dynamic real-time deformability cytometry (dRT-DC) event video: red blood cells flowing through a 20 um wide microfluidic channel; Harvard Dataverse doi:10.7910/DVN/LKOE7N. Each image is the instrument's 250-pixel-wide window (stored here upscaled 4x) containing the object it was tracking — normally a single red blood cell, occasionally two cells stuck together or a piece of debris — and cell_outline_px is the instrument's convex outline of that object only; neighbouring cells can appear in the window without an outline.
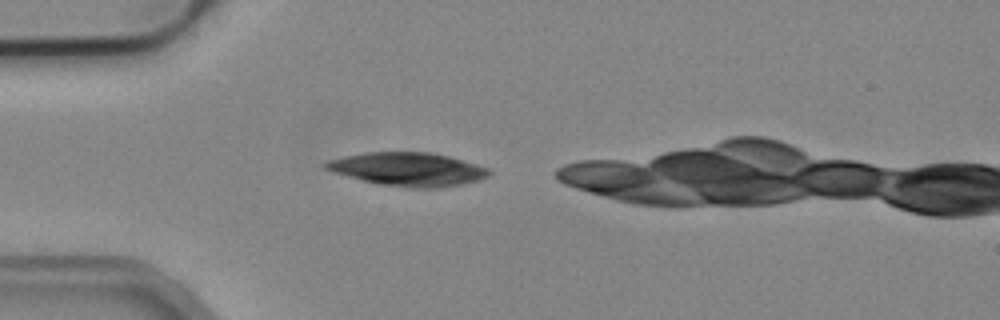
{"species": "common noctule bat (a hibernating species)", "species_latin": "Nyctalus noctula", "temperature_condition": "cold", "stored_images_in_passage": 1, "camera_frame_rate_fps": 3000, "um_per_image_px": 0.085, "animal": {"sex": "male", "body_mass_g": 19.2, "forearm_length_mm": 51.8}, "frame": {"image": 1, "passage_image": 1, "time_ms": 0.0, "image_size_px": [1000, 320], "cell_outline_px": [[492, 172], [488, 176], [476, 180], [460, 184], [436, 188], [416, 188], [380, 184], [332, 172], [324, 168], [320, 164], [328, 160], [344, 156], [368, 152], [428, 152], [448, 156], [476, 164], [488, 168]], "centroid_in_image_um": [34.64, 14.37], "position_along_channel_um": 50.4, "area_um2": 31.5}}